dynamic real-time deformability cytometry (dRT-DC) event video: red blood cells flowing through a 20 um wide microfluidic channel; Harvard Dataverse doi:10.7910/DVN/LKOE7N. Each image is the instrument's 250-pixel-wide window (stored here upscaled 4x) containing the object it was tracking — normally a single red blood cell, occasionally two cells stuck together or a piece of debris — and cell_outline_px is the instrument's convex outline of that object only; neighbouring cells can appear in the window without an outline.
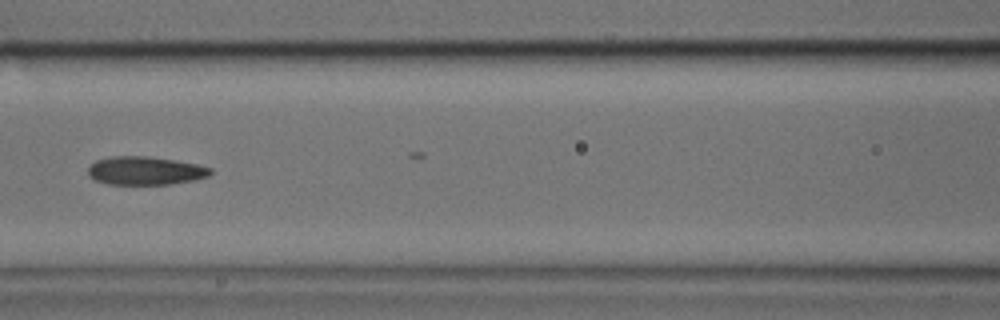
{"species": "common noctule bat (a hibernating species)", "species_latin": "Nyctalus noctula", "temperature_condition": "cold", "stored_images_in_passage": 24, "camera_frame_rate_fps": 3000, "um_per_image_px": 0.085, "animal": {"sex": "male", "body_mass_g": 17.9, "forearm_length_mm": 54.2}, "frame": {"image": 1, "passage_image": 10, "time_ms": 3.0, "image_size_px": [1000, 320], "cell_outline_px": [[212, 172], [208, 176], [196, 180], [172, 184], [108, 184], [96, 180], [88, 176], [88, 168], [96, 160], [112, 156], [144, 156], [176, 160], [196, 164], [212, 168]], "centroid_in_image_um": [12.36, 14.51], "position_along_channel_um": 154.2, "area_um2": 20.23}}